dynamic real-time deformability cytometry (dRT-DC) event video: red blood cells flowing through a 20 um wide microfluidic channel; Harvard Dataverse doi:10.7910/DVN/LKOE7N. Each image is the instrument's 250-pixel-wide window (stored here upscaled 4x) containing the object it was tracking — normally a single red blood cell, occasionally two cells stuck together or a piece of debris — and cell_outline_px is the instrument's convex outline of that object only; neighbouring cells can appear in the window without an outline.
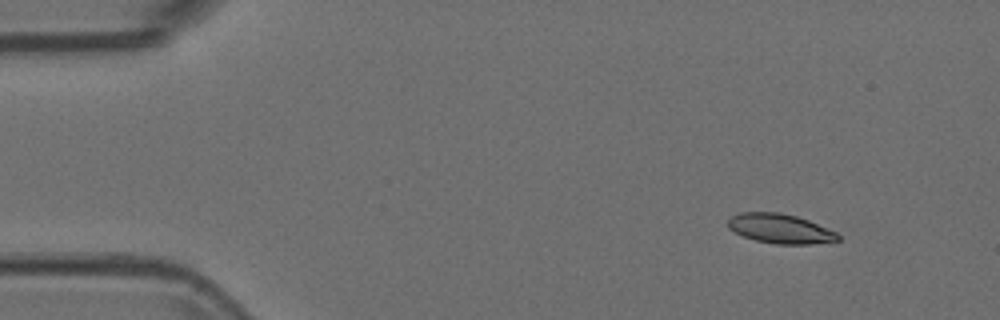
{"species": "Egyptian fruit bat (a non-hibernating species)", "species_latin": "Rousettus aegyptiacus", "temperature_condition": "room temperature", "stored_images_in_passage": 4, "camera_frame_rate_fps": 3000, "um_per_image_px": 0.085, "animal": {"sex": "female"}, "frame": {"image": 1, "passage_image": 1, "time_ms": 0.0, "image_size_px": [1000, 320], "cell_outline_px": [[840, 240], [812, 244], [776, 244], [756, 240], [744, 236], [728, 228], [728, 216], [740, 212], [780, 212], [796, 216], [808, 220], [836, 232], [840, 236]], "centroid_in_image_um": [66.29, 19.42], "position_along_channel_um": 18.7, "area_um2": 18.9}}